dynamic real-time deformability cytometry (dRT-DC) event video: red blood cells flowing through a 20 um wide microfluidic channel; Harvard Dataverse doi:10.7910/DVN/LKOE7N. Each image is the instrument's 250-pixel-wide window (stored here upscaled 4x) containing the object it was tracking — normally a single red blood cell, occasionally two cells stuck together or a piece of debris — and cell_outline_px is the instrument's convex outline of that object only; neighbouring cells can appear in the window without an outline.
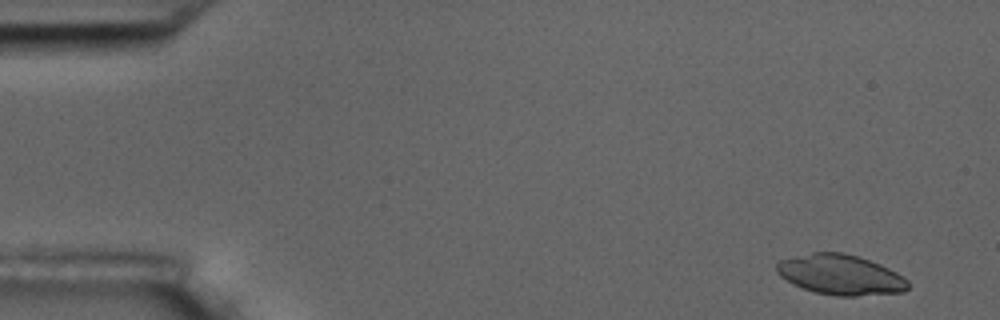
{"species": "common noctule bat (a hibernating species)", "species_latin": "Nyctalus noctula", "temperature_condition": "room temperature", "stored_images_in_passage": 4, "camera_frame_rate_fps": 3000, "um_per_image_px": 0.085, "animal": {"sex": "male", "body_mass_g": 17.5, "forearm_length_mm": 52.3}, "frame": {"image": 1, "passage_image": 1, "time_ms": 0.0, "image_size_px": [1000, 320], "cell_outline_px": [[908, 288], [904, 292], [856, 296], [836, 296], [816, 292], [792, 284], [780, 276], [776, 272], [776, 264], [780, 260], [812, 252], [844, 252], [880, 264], [896, 272], [908, 280]], "centroid_in_image_um": [71.43, 23.35], "position_along_channel_um": 13.6, "area_um2": 30.69}}
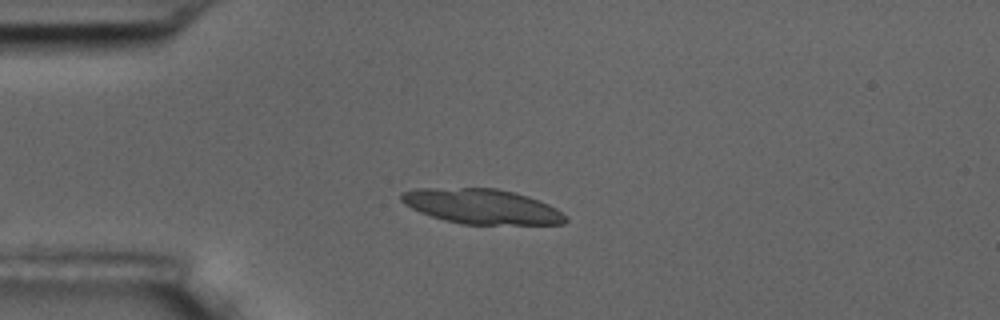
{"frame": {"image": 2, "passage_image": 4, "time_ms": 3.667, "image_size_px": [1000, 320], "cell_outline_px": [[568, 220], [564, 224], [460, 224], [444, 220], [420, 212], [404, 204], [400, 200], [400, 192], [416, 188], [496, 188], [528, 196], [548, 204], [556, 208], [568, 216]], "centroid_in_image_um": [40.94, 17.54], "position_along_channel_um": 44.1, "area_um2": 33.52}}